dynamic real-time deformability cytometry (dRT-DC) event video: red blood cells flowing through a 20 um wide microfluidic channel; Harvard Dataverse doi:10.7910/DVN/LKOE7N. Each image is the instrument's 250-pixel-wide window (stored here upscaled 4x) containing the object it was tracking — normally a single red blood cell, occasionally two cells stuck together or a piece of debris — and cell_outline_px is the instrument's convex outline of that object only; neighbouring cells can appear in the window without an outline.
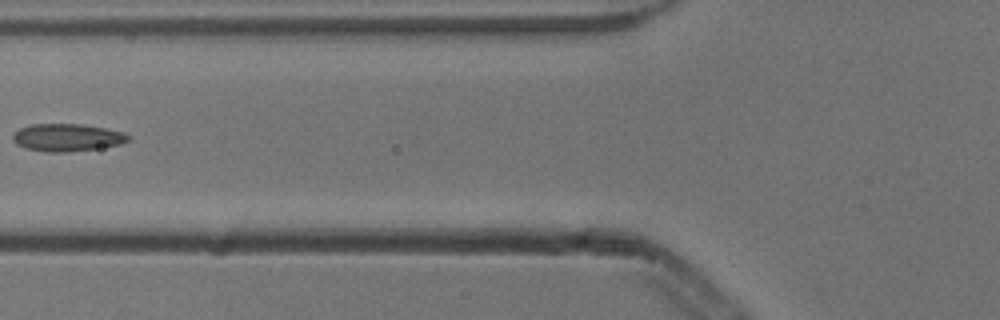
{"species": "common noctule bat (a hibernating species)", "species_latin": "Nyctalus noctula", "temperature_condition": "cold", "stored_images_in_passage": 7, "segment_of_instrument_passage": [2, 2], "camera_frame_rate_fps": 3000, "um_per_image_px": 0.085, "animal": {"sex": "male", "body_mass_g": 13.3}, "frame": {"image": 1, "passage_image": 6, "time_ms": 1.667, "image_size_px": [1000, 320], "cell_outline_px": [[128, 140], [120, 144], [100, 148], [64, 152], [48, 152], [24, 148], [16, 144], [12, 140], [12, 136], [20, 128], [32, 124], [84, 124], [124, 132], [128, 136]], "centroid_in_image_um": [5.68, 11.69], "position_along_channel_um": 120.1, "area_um2": 18.44}}
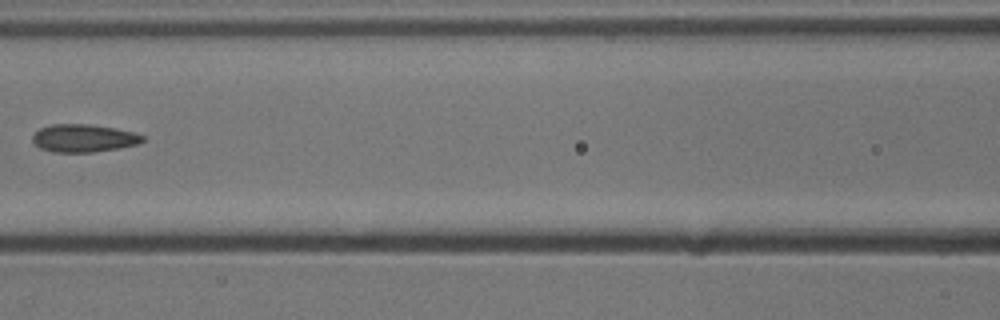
{"frame": {"image": 2, "passage_image": 7, "time_ms": 2.0, "image_size_px": [1000, 320], "cell_outline_px": [[144, 140], [136, 144], [120, 148], [92, 152], [52, 152], [40, 148], [32, 140], [32, 136], [40, 128], [52, 124], [88, 124], [116, 128], [132, 132], [144, 136]], "centroid_in_image_um": [7.09, 11.74], "position_along_channel_um": 159.5, "area_um2": 17.74}}